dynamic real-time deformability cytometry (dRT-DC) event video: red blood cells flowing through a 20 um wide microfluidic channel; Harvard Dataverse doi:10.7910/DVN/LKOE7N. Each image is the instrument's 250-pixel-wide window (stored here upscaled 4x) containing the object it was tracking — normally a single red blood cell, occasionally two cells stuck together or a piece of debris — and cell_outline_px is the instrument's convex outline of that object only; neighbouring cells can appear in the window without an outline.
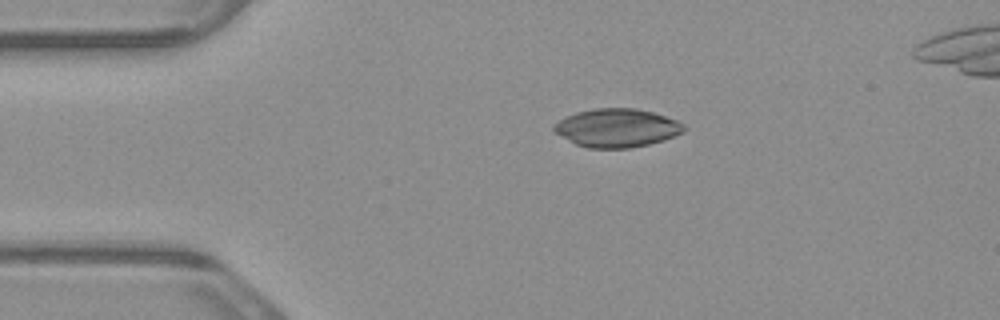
{"species": "common noctule bat (a hibernating species)", "species_latin": "Nyctalus noctula", "temperature_condition": "warm", "stored_images_in_passage": 2, "camera_frame_rate_fps": 3000, "um_per_image_px": 0.085, "animal": {"sex": "male", "body_mass_g": 23.1, "forearm_length_mm": 52.7}, "frame": {"image": 1, "passage_image": 1, "time_ms": 0.0, "image_size_px": [1000, 320], "cell_outline_px": [[688, 128], [684, 132], [664, 140], [648, 144], [628, 148], [588, 148], [576, 144], [556, 132], [552, 128], [560, 120], [576, 112], [596, 108], [636, 108], [652, 112], [676, 120], [684, 124]], "centroid_in_image_um": [52.49, 10.87], "position_along_channel_um": 32.5, "area_um2": 28.84}}